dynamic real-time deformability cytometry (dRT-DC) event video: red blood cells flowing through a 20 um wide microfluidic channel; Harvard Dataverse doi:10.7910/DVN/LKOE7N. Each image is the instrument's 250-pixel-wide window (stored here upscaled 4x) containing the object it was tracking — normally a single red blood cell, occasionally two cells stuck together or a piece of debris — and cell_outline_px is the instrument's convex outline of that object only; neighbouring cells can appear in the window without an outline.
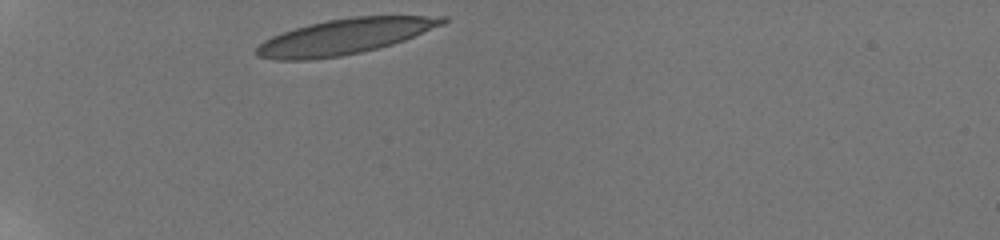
{"species": "human", "species_latin": "Homo sapiens", "temperature_condition": "room temperature", "stored_images_in_passage": 6, "camera_frame_rate_fps": 3000, "um_per_image_px": 0.085, "donor": {"sex": "male"}, "frame": {"image": 1, "passage_image": 1, "time_ms": 0.0, "image_size_px": [1000, 240], "cell_outline_px": [[448, 20], [444, 24], [404, 40], [392, 44], [360, 52], [340, 56], [308, 60], [272, 60], [256, 56], [256, 48], [264, 40], [272, 36], [308, 24], [328, 20], [352, 16], [448, 16]], "centroid_in_image_um": [29.28, 3.1], "position_along_channel_um": 55.7, "area_um2": 38.21}}
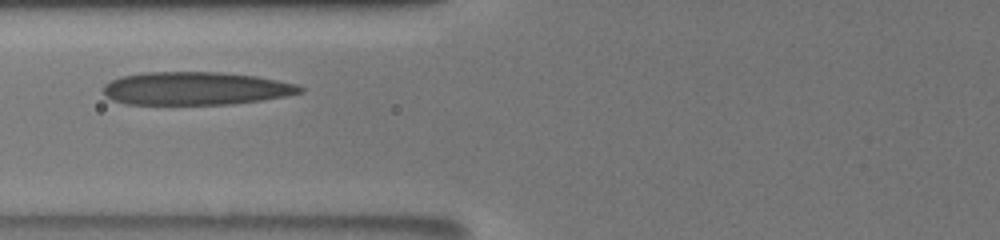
{"frame": {"image": 2, "passage_image": 5, "time_ms": 2.333, "image_size_px": [1000, 240], "cell_outline_px": [[304, 92], [284, 96], [260, 100], [232, 104], [124, 104], [112, 100], [104, 96], [100, 92], [104, 84], [120, 76], [144, 72], [220, 72], [256, 76], [296, 84], [304, 88]], "centroid_in_image_um": [16.56, 7.52], "position_along_channel_um": 109.2, "area_um2": 38.09}}